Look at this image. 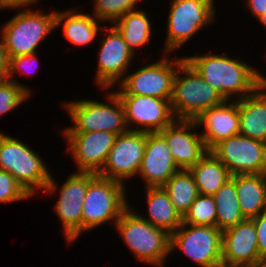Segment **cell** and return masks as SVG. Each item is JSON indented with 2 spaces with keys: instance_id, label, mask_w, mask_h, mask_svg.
<instances>
[{
  "instance_id": "obj_9",
  "label": "cell",
  "mask_w": 266,
  "mask_h": 267,
  "mask_svg": "<svg viewBox=\"0 0 266 267\" xmlns=\"http://www.w3.org/2000/svg\"><path fill=\"white\" fill-rule=\"evenodd\" d=\"M52 175L43 191L47 194L59 192L53 210L63 224L67 245H72L82 235V203L88 190L89 172L72 171L60 186Z\"/></svg>"
},
{
  "instance_id": "obj_2",
  "label": "cell",
  "mask_w": 266,
  "mask_h": 267,
  "mask_svg": "<svg viewBox=\"0 0 266 267\" xmlns=\"http://www.w3.org/2000/svg\"><path fill=\"white\" fill-rule=\"evenodd\" d=\"M132 205L122 213L114 228L136 261L153 267H163L171 254V234L140 217Z\"/></svg>"
},
{
  "instance_id": "obj_33",
  "label": "cell",
  "mask_w": 266,
  "mask_h": 267,
  "mask_svg": "<svg viewBox=\"0 0 266 267\" xmlns=\"http://www.w3.org/2000/svg\"><path fill=\"white\" fill-rule=\"evenodd\" d=\"M31 196L8 172L0 170V204L27 200Z\"/></svg>"
},
{
  "instance_id": "obj_6",
  "label": "cell",
  "mask_w": 266,
  "mask_h": 267,
  "mask_svg": "<svg viewBox=\"0 0 266 267\" xmlns=\"http://www.w3.org/2000/svg\"><path fill=\"white\" fill-rule=\"evenodd\" d=\"M225 101L221 93L208 84L186 60L178 66L170 100L175 119L195 120L205 110Z\"/></svg>"
},
{
  "instance_id": "obj_8",
  "label": "cell",
  "mask_w": 266,
  "mask_h": 267,
  "mask_svg": "<svg viewBox=\"0 0 266 267\" xmlns=\"http://www.w3.org/2000/svg\"><path fill=\"white\" fill-rule=\"evenodd\" d=\"M215 0H171L166 24L163 52L171 54L189 42L215 19ZM215 5V6H214Z\"/></svg>"
},
{
  "instance_id": "obj_38",
  "label": "cell",
  "mask_w": 266,
  "mask_h": 267,
  "mask_svg": "<svg viewBox=\"0 0 266 267\" xmlns=\"http://www.w3.org/2000/svg\"><path fill=\"white\" fill-rule=\"evenodd\" d=\"M258 22H260L261 25L264 26L266 29V12L263 13L259 18H257Z\"/></svg>"
},
{
  "instance_id": "obj_27",
  "label": "cell",
  "mask_w": 266,
  "mask_h": 267,
  "mask_svg": "<svg viewBox=\"0 0 266 267\" xmlns=\"http://www.w3.org/2000/svg\"><path fill=\"white\" fill-rule=\"evenodd\" d=\"M212 196L216 205V227L220 231L245 220L239 207L234 175Z\"/></svg>"
},
{
  "instance_id": "obj_35",
  "label": "cell",
  "mask_w": 266,
  "mask_h": 267,
  "mask_svg": "<svg viewBox=\"0 0 266 267\" xmlns=\"http://www.w3.org/2000/svg\"><path fill=\"white\" fill-rule=\"evenodd\" d=\"M241 1V0H240ZM245 1V5L248 11L251 12V16L256 19L266 12V0H242Z\"/></svg>"
},
{
  "instance_id": "obj_23",
  "label": "cell",
  "mask_w": 266,
  "mask_h": 267,
  "mask_svg": "<svg viewBox=\"0 0 266 267\" xmlns=\"http://www.w3.org/2000/svg\"><path fill=\"white\" fill-rule=\"evenodd\" d=\"M144 190L148 217L131 208L153 226L172 234L182 225L183 217L176 210L163 187H144Z\"/></svg>"
},
{
  "instance_id": "obj_20",
  "label": "cell",
  "mask_w": 266,
  "mask_h": 267,
  "mask_svg": "<svg viewBox=\"0 0 266 267\" xmlns=\"http://www.w3.org/2000/svg\"><path fill=\"white\" fill-rule=\"evenodd\" d=\"M205 146L210 151L219 142L239 134L238 100H226L223 104L205 110L195 119Z\"/></svg>"
},
{
  "instance_id": "obj_36",
  "label": "cell",
  "mask_w": 266,
  "mask_h": 267,
  "mask_svg": "<svg viewBox=\"0 0 266 267\" xmlns=\"http://www.w3.org/2000/svg\"><path fill=\"white\" fill-rule=\"evenodd\" d=\"M2 9H20V8H31V5L33 7V4L36 6V4H40L39 0H0Z\"/></svg>"
},
{
  "instance_id": "obj_11",
  "label": "cell",
  "mask_w": 266,
  "mask_h": 267,
  "mask_svg": "<svg viewBox=\"0 0 266 267\" xmlns=\"http://www.w3.org/2000/svg\"><path fill=\"white\" fill-rule=\"evenodd\" d=\"M170 249L183 252L198 267H222V231L217 227L182 223L171 234Z\"/></svg>"
},
{
  "instance_id": "obj_10",
  "label": "cell",
  "mask_w": 266,
  "mask_h": 267,
  "mask_svg": "<svg viewBox=\"0 0 266 267\" xmlns=\"http://www.w3.org/2000/svg\"><path fill=\"white\" fill-rule=\"evenodd\" d=\"M164 53L162 59L145 63L134 72L125 74L117 84L116 94L144 95L160 99H171L174 78L178 66L185 60L184 56L172 57Z\"/></svg>"
},
{
  "instance_id": "obj_29",
  "label": "cell",
  "mask_w": 266,
  "mask_h": 267,
  "mask_svg": "<svg viewBox=\"0 0 266 267\" xmlns=\"http://www.w3.org/2000/svg\"><path fill=\"white\" fill-rule=\"evenodd\" d=\"M142 0H93L92 15L102 22L113 25L128 12L140 9Z\"/></svg>"
},
{
  "instance_id": "obj_3",
  "label": "cell",
  "mask_w": 266,
  "mask_h": 267,
  "mask_svg": "<svg viewBox=\"0 0 266 267\" xmlns=\"http://www.w3.org/2000/svg\"><path fill=\"white\" fill-rule=\"evenodd\" d=\"M105 90H112L105 92L106 103L91 98L59 103L72 122L62 132L106 131L116 135L127 132L129 129L121 99L113 89Z\"/></svg>"
},
{
  "instance_id": "obj_4",
  "label": "cell",
  "mask_w": 266,
  "mask_h": 267,
  "mask_svg": "<svg viewBox=\"0 0 266 267\" xmlns=\"http://www.w3.org/2000/svg\"><path fill=\"white\" fill-rule=\"evenodd\" d=\"M20 8L0 27L6 57L36 53L44 39L56 29V10ZM36 10V11H35Z\"/></svg>"
},
{
  "instance_id": "obj_17",
  "label": "cell",
  "mask_w": 266,
  "mask_h": 267,
  "mask_svg": "<svg viewBox=\"0 0 266 267\" xmlns=\"http://www.w3.org/2000/svg\"><path fill=\"white\" fill-rule=\"evenodd\" d=\"M198 129L195 120L175 119L159 132L165 138L179 169L188 170L208 152Z\"/></svg>"
},
{
  "instance_id": "obj_15",
  "label": "cell",
  "mask_w": 266,
  "mask_h": 267,
  "mask_svg": "<svg viewBox=\"0 0 266 267\" xmlns=\"http://www.w3.org/2000/svg\"><path fill=\"white\" fill-rule=\"evenodd\" d=\"M117 95L123 103L129 130L160 132L175 120L170 105L171 99L135 94Z\"/></svg>"
},
{
  "instance_id": "obj_37",
  "label": "cell",
  "mask_w": 266,
  "mask_h": 267,
  "mask_svg": "<svg viewBox=\"0 0 266 267\" xmlns=\"http://www.w3.org/2000/svg\"><path fill=\"white\" fill-rule=\"evenodd\" d=\"M8 59L6 57L3 39L0 35V82L7 79Z\"/></svg>"
},
{
  "instance_id": "obj_30",
  "label": "cell",
  "mask_w": 266,
  "mask_h": 267,
  "mask_svg": "<svg viewBox=\"0 0 266 267\" xmlns=\"http://www.w3.org/2000/svg\"><path fill=\"white\" fill-rule=\"evenodd\" d=\"M183 223L216 227V205L213 196L199 194L184 215Z\"/></svg>"
},
{
  "instance_id": "obj_13",
  "label": "cell",
  "mask_w": 266,
  "mask_h": 267,
  "mask_svg": "<svg viewBox=\"0 0 266 267\" xmlns=\"http://www.w3.org/2000/svg\"><path fill=\"white\" fill-rule=\"evenodd\" d=\"M210 152L237 174H266V143L240 134L216 144Z\"/></svg>"
},
{
  "instance_id": "obj_18",
  "label": "cell",
  "mask_w": 266,
  "mask_h": 267,
  "mask_svg": "<svg viewBox=\"0 0 266 267\" xmlns=\"http://www.w3.org/2000/svg\"><path fill=\"white\" fill-rule=\"evenodd\" d=\"M258 262L257 232L252 219L222 232V267H253Z\"/></svg>"
},
{
  "instance_id": "obj_19",
  "label": "cell",
  "mask_w": 266,
  "mask_h": 267,
  "mask_svg": "<svg viewBox=\"0 0 266 267\" xmlns=\"http://www.w3.org/2000/svg\"><path fill=\"white\" fill-rule=\"evenodd\" d=\"M179 170L165 138L159 132L146 133V147L137 174L145 188L162 187Z\"/></svg>"
},
{
  "instance_id": "obj_34",
  "label": "cell",
  "mask_w": 266,
  "mask_h": 267,
  "mask_svg": "<svg viewBox=\"0 0 266 267\" xmlns=\"http://www.w3.org/2000/svg\"><path fill=\"white\" fill-rule=\"evenodd\" d=\"M257 232V247L260 262L266 261V211L258 217L252 218Z\"/></svg>"
},
{
  "instance_id": "obj_1",
  "label": "cell",
  "mask_w": 266,
  "mask_h": 267,
  "mask_svg": "<svg viewBox=\"0 0 266 267\" xmlns=\"http://www.w3.org/2000/svg\"><path fill=\"white\" fill-rule=\"evenodd\" d=\"M211 51L208 54L185 55L184 59L226 100L242 99L264 82L265 75L244 59Z\"/></svg>"
},
{
  "instance_id": "obj_39",
  "label": "cell",
  "mask_w": 266,
  "mask_h": 267,
  "mask_svg": "<svg viewBox=\"0 0 266 267\" xmlns=\"http://www.w3.org/2000/svg\"><path fill=\"white\" fill-rule=\"evenodd\" d=\"M253 267H266V261H261L258 262L256 265H254Z\"/></svg>"
},
{
  "instance_id": "obj_26",
  "label": "cell",
  "mask_w": 266,
  "mask_h": 267,
  "mask_svg": "<svg viewBox=\"0 0 266 267\" xmlns=\"http://www.w3.org/2000/svg\"><path fill=\"white\" fill-rule=\"evenodd\" d=\"M148 15L143 9H137L126 13L113 24L135 55L141 47L150 44L153 37V24Z\"/></svg>"
},
{
  "instance_id": "obj_28",
  "label": "cell",
  "mask_w": 266,
  "mask_h": 267,
  "mask_svg": "<svg viewBox=\"0 0 266 267\" xmlns=\"http://www.w3.org/2000/svg\"><path fill=\"white\" fill-rule=\"evenodd\" d=\"M162 187L182 217L188 212L191 204L199 195L192 174L185 169L176 172Z\"/></svg>"
},
{
  "instance_id": "obj_25",
  "label": "cell",
  "mask_w": 266,
  "mask_h": 267,
  "mask_svg": "<svg viewBox=\"0 0 266 267\" xmlns=\"http://www.w3.org/2000/svg\"><path fill=\"white\" fill-rule=\"evenodd\" d=\"M188 170L193 176L199 194L202 195H214L231 178L225 165L210 151Z\"/></svg>"
},
{
  "instance_id": "obj_7",
  "label": "cell",
  "mask_w": 266,
  "mask_h": 267,
  "mask_svg": "<svg viewBox=\"0 0 266 267\" xmlns=\"http://www.w3.org/2000/svg\"><path fill=\"white\" fill-rule=\"evenodd\" d=\"M38 153L17 137L0 131V170L10 173L31 197L47 187L51 176Z\"/></svg>"
},
{
  "instance_id": "obj_14",
  "label": "cell",
  "mask_w": 266,
  "mask_h": 267,
  "mask_svg": "<svg viewBox=\"0 0 266 267\" xmlns=\"http://www.w3.org/2000/svg\"><path fill=\"white\" fill-rule=\"evenodd\" d=\"M145 147L146 132L128 130L117 135L98 175L127 184L126 180L136 177L139 172Z\"/></svg>"
},
{
  "instance_id": "obj_16",
  "label": "cell",
  "mask_w": 266,
  "mask_h": 267,
  "mask_svg": "<svg viewBox=\"0 0 266 267\" xmlns=\"http://www.w3.org/2000/svg\"><path fill=\"white\" fill-rule=\"evenodd\" d=\"M67 145V153L72 156L76 172L98 174L104 167L116 134L106 131L61 132Z\"/></svg>"
},
{
  "instance_id": "obj_31",
  "label": "cell",
  "mask_w": 266,
  "mask_h": 267,
  "mask_svg": "<svg viewBox=\"0 0 266 267\" xmlns=\"http://www.w3.org/2000/svg\"><path fill=\"white\" fill-rule=\"evenodd\" d=\"M31 94L10 79L0 82V117L26 103Z\"/></svg>"
},
{
  "instance_id": "obj_21",
  "label": "cell",
  "mask_w": 266,
  "mask_h": 267,
  "mask_svg": "<svg viewBox=\"0 0 266 267\" xmlns=\"http://www.w3.org/2000/svg\"><path fill=\"white\" fill-rule=\"evenodd\" d=\"M239 134L266 143V80L250 95L238 99Z\"/></svg>"
},
{
  "instance_id": "obj_22",
  "label": "cell",
  "mask_w": 266,
  "mask_h": 267,
  "mask_svg": "<svg viewBox=\"0 0 266 267\" xmlns=\"http://www.w3.org/2000/svg\"><path fill=\"white\" fill-rule=\"evenodd\" d=\"M70 8L56 13V30L62 25L63 37L81 47L94 43L104 24L90 13L79 12L80 8ZM102 24V25H100Z\"/></svg>"
},
{
  "instance_id": "obj_5",
  "label": "cell",
  "mask_w": 266,
  "mask_h": 267,
  "mask_svg": "<svg viewBox=\"0 0 266 267\" xmlns=\"http://www.w3.org/2000/svg\"><path fill=\"white\" fill-rule=\"evenodd\" d=\"M126 185L89 172V185L82 203V235L106 223L115 225L129 207Z\"/></svg>"
},
{
  "instance_id": "obj_12",
  "label": "cell",
  "mask_w": 266,
  "mask_h": 267,
  "mask_svg": "<svg viewBox=\"0 0 266 267\" xmlns=\"http://www.w3.org/2000/svg\"><path fill=\"white\" fill-rule=\"evenodd\" d=\"M104 31V32H102ZM106 31V32H105ZM100 33L95 84L101 89H113L131 69L135 55L125 43L123 36L114 25H104Z\"/></svg>"
},
{
  "instance_id": "obj_32",
  "label": "cell",
  "mask_w": 266,
  "mask_h": 267,
  "mask_svg": "<svg viewBox=\"0 0 266 267\" xmlns=\"http://www.w3.org/2000/svg\"><path fill=\"white\" fill-rule=\"evenodd\" d=\"M38 55H39L38 52H36V53L22 55V56H15L8 60L7 79H10L13 82L23 86L30 94L33 92L30 86L19 83V81L16 80V78L14 77L16 76V74L18 75V73H21V75L23 76L28 75L27 77L36 73L33 70H37L35 68H37L39 65Z\"/></svg>"
},
{
  "instance_id": "obj_24",
  "label": "cell",
  "mask_w": 266,
  "mask_h": 267,
  "mask_svg": "<svg viewBox=\"0 0 266 267\" xmlns=\"http://www.w3.org/2000/svg\"><path fill=\"white\" fill-rule=\"evenodd\" d=\"M234 183L245 219L258 217L266 211V174H237Z\"/></svg>"
}]
</instances>
